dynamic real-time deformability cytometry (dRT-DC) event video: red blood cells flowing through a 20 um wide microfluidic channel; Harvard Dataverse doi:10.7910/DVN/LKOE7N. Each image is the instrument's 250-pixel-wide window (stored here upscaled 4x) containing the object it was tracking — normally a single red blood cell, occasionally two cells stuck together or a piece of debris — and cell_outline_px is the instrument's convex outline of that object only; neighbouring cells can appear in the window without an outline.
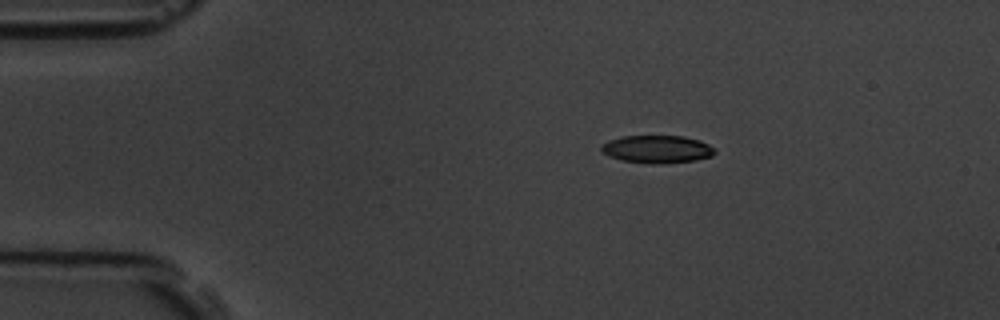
{"species": "common noctule bat (a hibernating species)", "species_latin": "Nyctalus noctula", "temperature_condition": "room temperature", "stored_images_in_passage": 4, "camera_frame_rate_fps": 3000, "um_per_image_px": 0.085, "animal": {"sex": "male", "body_mass_g": 19.5, "forearm_length_mm": 54.6}, "frame": {"image": 1, "passage_image": 1, "time_ms": 0.0, "image_size_px": [1000, 320], "cell_outline_px": [[716, 152], [712, 156], [696, 160], [660, 164], [652, 164], [624, 160], [600, 152], [600, 144], [608, 140], [620, 136], [684, 136], [700, 140], [716, 148]], "centroid_in_image_um": [55.86, 12.67], "position_along_channel_um": 29.1, "area_um2": 18.5}}
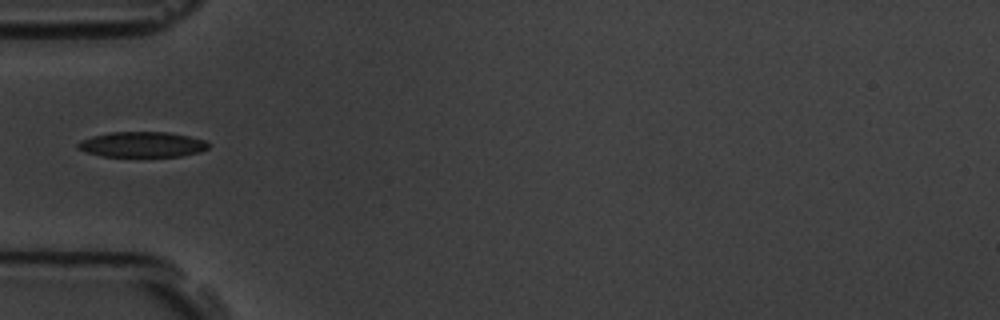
{"frame": {"image": 2, "passage_image": 3, "time_ms": 2.667, "image_size_px": [1000, 320], "cell_outline_px": [[208, 148], [200, 152], [180, 156], [100, 156], [76, 148], [76, 144], [80, 140], [92, 136], [108, 132], [168, 132], [188, 136], [204, 140], [208, 144]], "centroid_in_image_um": [12.04, 12.27], "position_along_channel_um": 73.0, "area_um2": 19.25}}
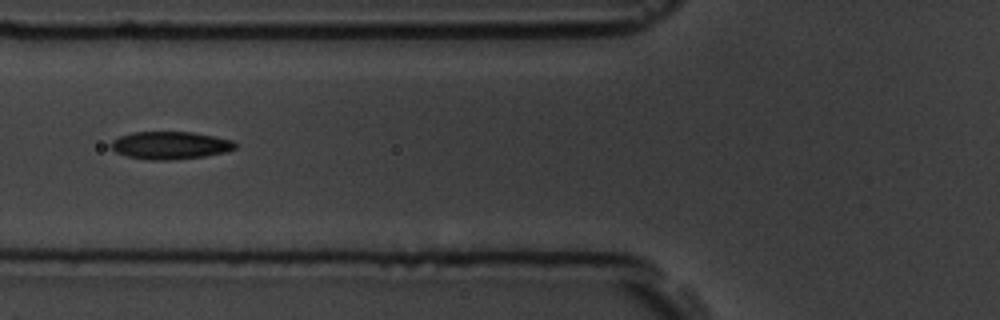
{"frame": {"image": 3, "passage_image": 4, "time_ms": 3.667, "image_size_px": [1000, 320], "cell_outline_px": [[236, 148], [224, 152], [204, 156], [168, 160], [148, 160], [128, 156], [116, 152], [108, 144], [112, 140], [120, 136], [132, 132], [192, 132], [232, 140], [236, 144]], "centroid_in_image_um": [14.43, 12.35], "position_along_channel_um": 111.4, "area_um2": 19.88}}